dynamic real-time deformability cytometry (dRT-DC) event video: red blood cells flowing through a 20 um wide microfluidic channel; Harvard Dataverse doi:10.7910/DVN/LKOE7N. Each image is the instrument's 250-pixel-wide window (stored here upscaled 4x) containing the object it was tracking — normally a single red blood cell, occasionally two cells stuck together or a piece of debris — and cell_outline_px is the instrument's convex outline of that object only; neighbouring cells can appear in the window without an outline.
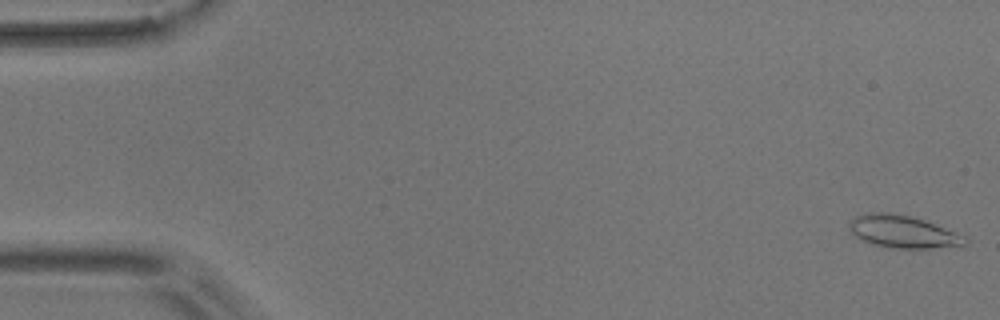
{"species": "common noctule bat (a hibernating species)", "species_latin": "Nyctalus noctula", "temperature_condition": "room temperature", "stored_images_in_passage": 4, "camera_frame_rate_fps": 3000, "um_per_image_px": 0.085, "animal": {"sex": "male", "body_mass_g": 17.9}, "frame": {"image": 1, "passage_image": 1, "time_ms": 0.0, "image_size_px": [1000, 320], "cell_outline_px": [[968, 240], [964, 244], [928, 248], [888, 248], [872, 244], [856, 236], [848, 228], [848, 220], [856, 216], [872, 212], [888, 212], [908, 216], [924, 220], [968, 236]], "centroid_in_image_um": [76.72, 19.69], "position_along_channel_um": 8.3, "area_um2": 21.79}}